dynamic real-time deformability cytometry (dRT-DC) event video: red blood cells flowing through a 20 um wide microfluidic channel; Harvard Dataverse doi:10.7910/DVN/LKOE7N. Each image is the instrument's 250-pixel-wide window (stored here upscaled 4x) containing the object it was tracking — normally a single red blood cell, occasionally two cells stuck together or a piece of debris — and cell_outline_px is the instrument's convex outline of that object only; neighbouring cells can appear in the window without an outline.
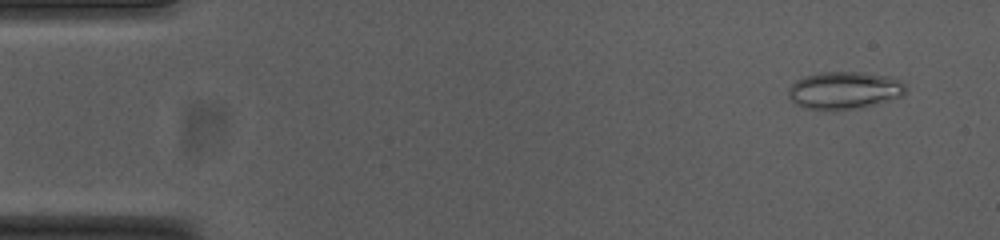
{"species": "common noctule bat (a hibernating species)", "species_latin": "Nyctalus noctula", "temperature_condition": "cold", "stored_images_in_passage": 54, "camera_frame_rate_fps": 3000, "um_per_image_px": 0.085, "animal": {"sex": "female", "body_mass_g": 23.0, "forearm_length_mm": 53.4}, "frame": {"image": 1, "passage_image": 4, "time_ms": 1.0, "image_size_px": [1000, 240], "cell_outline_px": [[904, 92], [900, 96], [856, 108], [836, 112], [804, 108], [796, 104], [788, 96], [788, 88], [796, 80], [804, 76], [820, 72], [860, 72], [888, 76], [900, 80], [904, 84]], "centroid_in_image_um": [71.68, 7.69], "position_along_channel_um": 13.3, "area_um2": 25.55}}
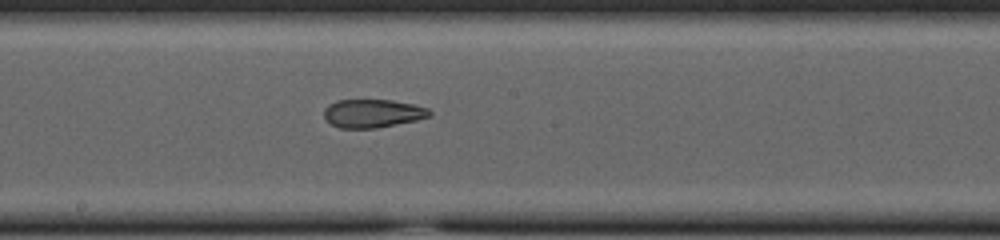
{"frame": {"image": 2, "passage_image": 29, "time_ms": 9.333, "image_size_px": [1000, 240], "cell_outline_px": [[432, 116], [416, 120], [376, 128], [340, 128], [332, 124], [324, 116], [324, 108], [328, 104], [336, 100], [392, 100], [412, 104], [428, 108], [432, 112]], "centroid_in_image_um": [31.68, 9.63], "position_along_channel_um": 216.5, "area_um2": 17.4}}
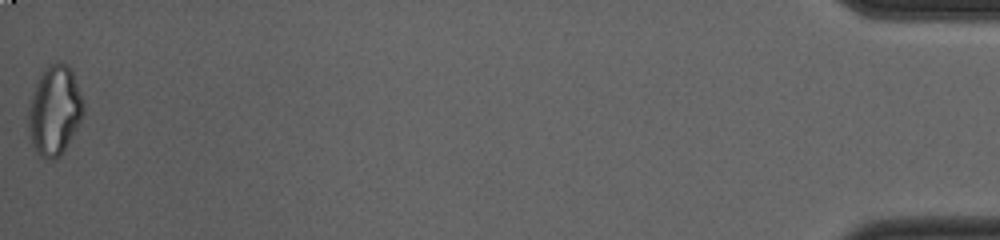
{"frame": {"image": 3, "passage_image": 54, "time_ms": 17.667, "image_size_px": [1000, 240], "cell_outline_px": [[84, 112], [64, 152], [60, 156], [52, 160], [48, 160], [40, 156], [36, 152], [32, 144], [28, 124], [28, 108], [36, 84], [40, 76], [48, 64], [56, 60], [64, 64], [72, 72], [80, 92], [84, 104]], "centroid_in_image_um": [4.63, 9.42], "position_along_channel_um": 430.6, "area_um2": 28.44}, "authors_computed_cell_mechanics": {"area_um2": 21.2993, "velocity_mm_per_s": 3.7764, "shape_relaxation_time_tau1_ms": null, "shape_relaxation_time_tau2_ms": 2.1079, "deformation_change_tau1": null, "deformation_change_tau2": 0.0931}}